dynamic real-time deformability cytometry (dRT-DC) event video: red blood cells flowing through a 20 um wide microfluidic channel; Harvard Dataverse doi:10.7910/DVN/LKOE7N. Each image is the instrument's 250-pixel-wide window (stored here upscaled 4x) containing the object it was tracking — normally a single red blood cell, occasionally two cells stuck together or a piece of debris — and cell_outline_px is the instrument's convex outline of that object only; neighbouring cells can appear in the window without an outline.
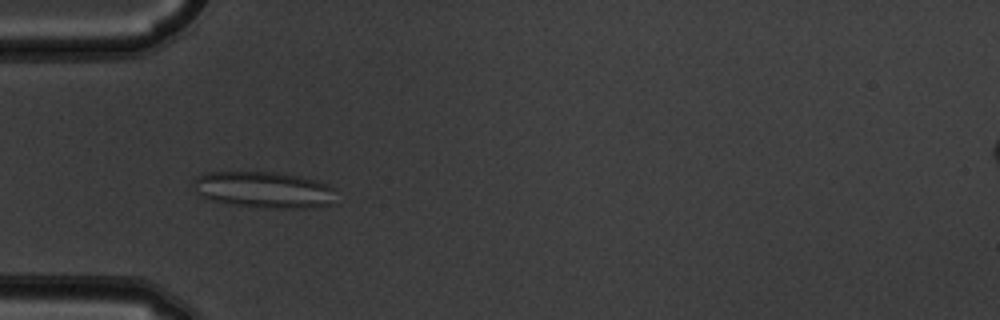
{"species": "common noctule bat (a hibernating species)", "species_latin": "Nyctalus noctula", "temperature_condition": "warm", "stored_images_in_passage": 5, "camera_frame_rate_fps": 3000, "um_per_image_px": 0.085, "animal": {"sex": "male", "body_mass_g": 19.5, "forearm_length_mm": 54.6}, "frame": {"image": 1, "passage_image": 4, "time_ms": 1.0, "image_size_px": [1000, 320], "cell_outline_px": [[332, 188], [328, 204], [304, 208], [264, 208], [228, 204], [212, 200], [196, 192], [192, 184], [192, 180], [196, 176], [204, 172], [276, 172], [300, 176], [316, 180], [328, 184]], "centroid_in_image_um": [22.31, 16.11], "position_along_channel_um": 62.7, "area_um2": 29.94}}
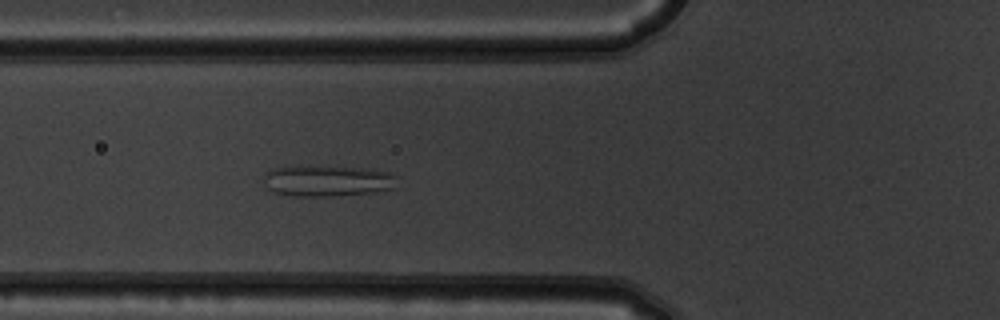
{"frame": {"image": 2, "passage_image": 5, "time_ms": 1.333, "image_size_px": [1000, 320], "cell_outline_px": [[396, 188], [372, 192], [324, 196], [292, 196], [272, 192], [268, 188], [264, 176], [272, 168], [368, 168], [388, 172], [396, 176]], "centroid_in_image_um": [27.88, 15.4], "position_along_channel_um": 97.9, "area_um2": 23.24}}